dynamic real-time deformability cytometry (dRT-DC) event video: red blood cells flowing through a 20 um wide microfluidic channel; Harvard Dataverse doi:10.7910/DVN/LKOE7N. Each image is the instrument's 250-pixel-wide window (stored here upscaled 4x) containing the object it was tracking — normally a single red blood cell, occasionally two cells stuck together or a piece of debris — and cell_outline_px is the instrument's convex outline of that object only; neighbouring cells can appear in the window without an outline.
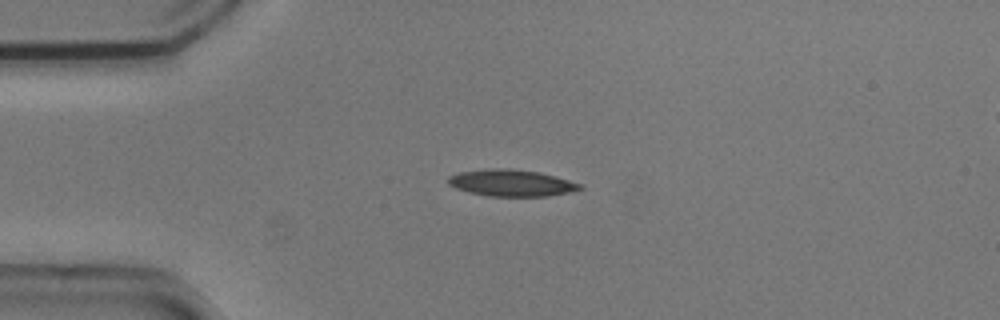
{"species": "common noctule bat (a hibernating species)", "species_latin": "Nyctalus noctula", "temperature_condition": "cold", "stored_images_in_passage": 42, "camera_frame_rate_fps": 3000, "um_per_image_px": 0.085, "animal": {"sex": "male", "body_mass_g": 20.5, "forearm_length_mm": 52.5}, "frame": {"image": 1, "passage_image": 1, "time_ms": 0.0, "image_size_px": [1000, 320], "cell_outline_px": [[584, 188], [572, 192], [548, 196], [488, 196], [468, 192], [456, 188], [448, 184], [448, 176], [460, 172], [488, 168], [508, 168], [536, 172], [556, 176], [580, 184]], "centroid_in_image_um": [43.46, 15.55], "position_along_channel_um": 41.5, "area_um2": 20.46}}
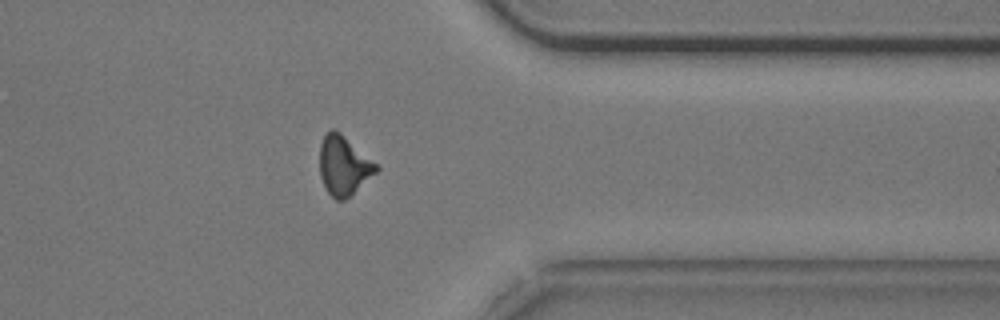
{"frame": {"image": 2, "passage_image": 31, "time_ms": 10.0, "image_size_px": [1000, 320], "cell_outline_px": [[380, 168], [376, 172], [344, 200], [336, 200], [328, 192], [320, 176], [320, 144], [324, 136], [332, 128], [340, 132], [376, 164]], "centroid_in_image_um": [29.19, 14.06], "position_along_channel_um": 382.2, "area_um2": 18.96}}
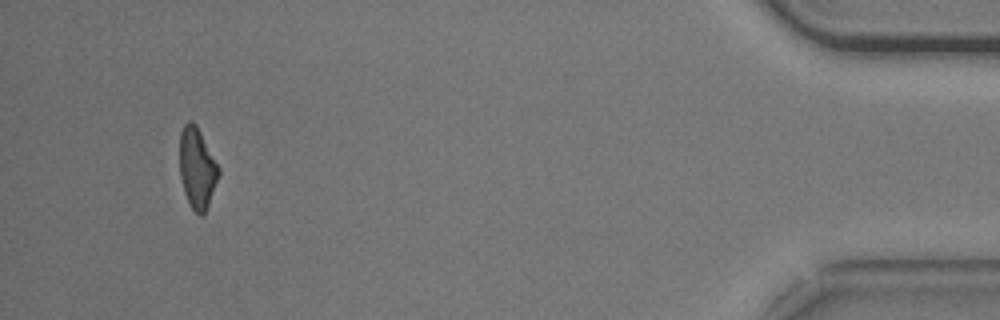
{"frame": {"image": 3, "passage_image": 39, "time_ms": 12.667, "image_size_px": [1000, 320], "cell_outline_px": [[220, 172], [208, 204], [204, 212], [200, 216], [192, 208], [184, 192], [180, 176], [180, 132], [184, 124], [188, 120], [192, 120], [196, 124], [220, 168]], "centroid_in_image_um": [16.74, 14.24], "position_along_channel_um": 418.5, "area_um2": 18.09}, "authors_computed_cell_mechanics": {"area_um2": 19.7676, "velocity_mm_per_s": 3.7286, "shape_relaxation_time_tau1_ms": 5.2475, "shape_relaxation_time_tau2_ms": 4.991, "deformation_change_tau1": 0.175, "deformation_change_tau2": 0.1131}}